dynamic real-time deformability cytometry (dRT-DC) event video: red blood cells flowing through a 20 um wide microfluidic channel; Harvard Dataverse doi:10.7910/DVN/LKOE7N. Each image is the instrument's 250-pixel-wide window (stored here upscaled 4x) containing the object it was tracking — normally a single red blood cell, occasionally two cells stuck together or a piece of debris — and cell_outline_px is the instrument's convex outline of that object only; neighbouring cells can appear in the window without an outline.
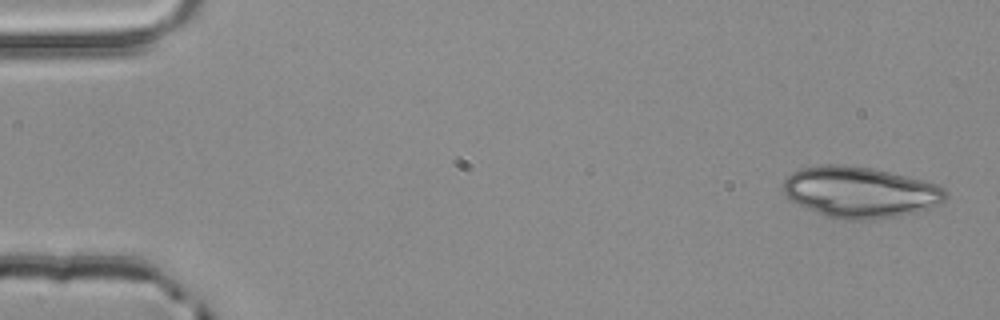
{"species": "common noctule bat (a hibernating species)", "species_latin": "Nyctalus noctula", "temperature_condition": "room temperature", "stored_images_in_passage": 3, "camera_frame_rate_fps": 3000, "um_per_image_px": 0.085, "animal": {"sex": "male", "body_mass_g": 20.4}, "frame": {"image": 1, "passage_image": 1, "time_ms": 0.0, "image_size_px": [1000, 320], "cell_outline_px": [[948, 196], [944, 204], [916, 212], [900, 216], [868, 220], [844, 220], [828, 216], [788, 200], [780, 188], [784, 180], [792, 172], [800, 168], [820, 164], [844, 164], [872, 168], [940, 184], [948, 192]], "centroid_in_image_um": [73.13, 16.33], "position_along_channel_um": 11.9, "area_um2": 49.01}}